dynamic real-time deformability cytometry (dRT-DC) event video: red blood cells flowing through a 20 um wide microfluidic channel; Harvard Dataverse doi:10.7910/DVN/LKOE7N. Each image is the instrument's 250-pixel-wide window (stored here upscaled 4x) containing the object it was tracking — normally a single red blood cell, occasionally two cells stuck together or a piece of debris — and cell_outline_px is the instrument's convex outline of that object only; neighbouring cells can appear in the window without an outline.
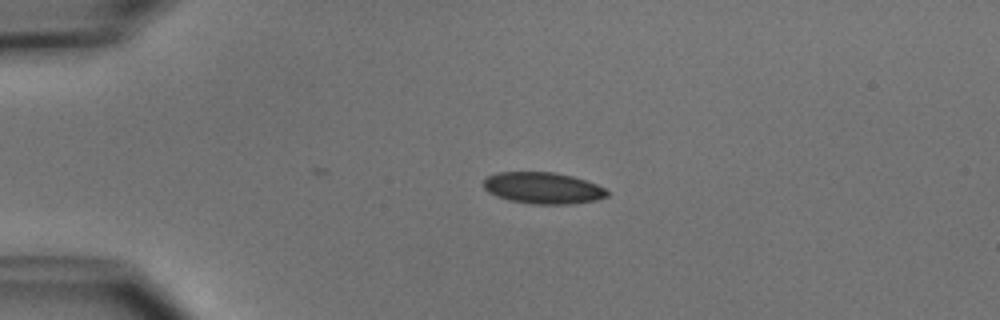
{"species": "common noctule bat (a hibernating species)", "species_latin": "Nyctalus noctula", "temperature_condition": "cold", "stored_images_in_passage": 3, "camera_frame_rate_fps": 3000, "um_per_image_px": 0.085, "animal": {"sex": "male", "body_mass_g": 15.6}, "frame": {"image": 1, "passage_image": 1, "time_ms": 0.0, "image_size_px": [1000, 320], "cell_outline_px": [[608, 196], [596, 200], [568, 204], [536, 204], [512, 200], [496, 196], [488, 192], [484, 188], [484, 180], [488, 176], [496, 172], [556, 172], [572, 176], [596, 184], [604, 188], [608, 192]], "centroid_in_image_um": [46.15, 15.97], "position_along_channel_um": 38.9, "area_um2": 22.48}}